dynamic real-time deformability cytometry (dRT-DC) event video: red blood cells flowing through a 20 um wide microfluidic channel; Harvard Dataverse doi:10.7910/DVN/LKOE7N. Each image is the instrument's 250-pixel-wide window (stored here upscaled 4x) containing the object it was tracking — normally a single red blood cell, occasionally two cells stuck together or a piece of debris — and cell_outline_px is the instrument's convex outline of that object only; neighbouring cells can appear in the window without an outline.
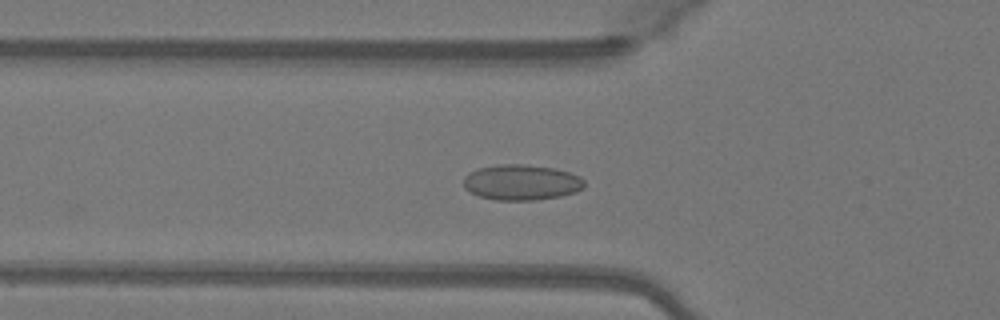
{"species": "Egyptian fruit bat (a non-hibernating species)", "species_latin": "Rousettus aegyptiacus", "temperature_condition": "warm", "stored_images_in_passage": 10, "camera_frame_rate_fps": 3000, "um_per_image_px": 0.085, "animal": {"sex": "female"}, "frame": {"image": 1, "passage_image": 6, "time_ms": 1.667, "image_size_px": [1000, 320], "cell_outline_px": [[584, 188], [576, 192], [560, 196], [536, 200], [496, 200], [480, 196], [464, 188], [464, 176], [468, 172], [480, 168], [496, 164], [524, 164], [556, 168], [580, 176], [584, 180]], "centroid_in_image_um": [44.34, 15.49], "position_along_channel_um": 81.5, "area_um2": 25.14}}
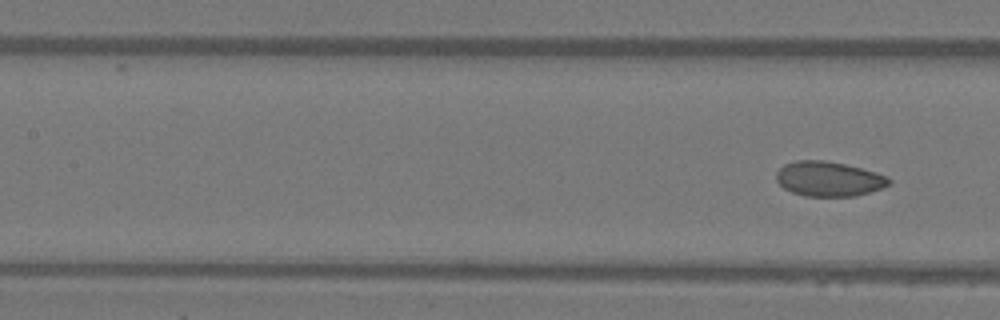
{"frame": {"image": 2, "passage_image": 10, "time_ms": 3.0, "image_size_px": [1000, 320], "cell_outline_px": [[892, 180], [888, 184], [880, 188], [856, 196], [804, 196], [792, 192], [784, 188], [776, 180], [776, 172], [784, 164], [796, 160], [824, 160], [844, 164], [876, 172], [888, 176]], "centroid_in_image_um": [70.42, 15.2], "position_along_channel_um": 137.0, "area_um2": 22.77}}